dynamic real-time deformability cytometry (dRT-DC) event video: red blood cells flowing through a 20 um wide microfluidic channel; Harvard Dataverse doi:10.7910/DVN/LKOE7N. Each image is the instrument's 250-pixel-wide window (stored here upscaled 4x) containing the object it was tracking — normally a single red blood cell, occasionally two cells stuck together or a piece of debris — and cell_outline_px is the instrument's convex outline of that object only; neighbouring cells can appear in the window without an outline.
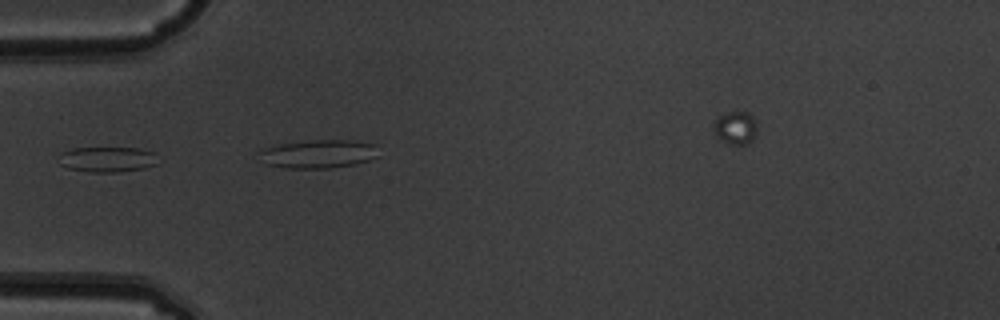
{"species": "common noctule bat (a hibernating species)", "species_latin": "Nyctalus noctula", "temperature_condition": "warm", "stored_images_in_passage": 5, "camera_frame_rate_fps": 3000, "um_per_image_px": 0.085, "animal": {"sex": "male", "body_mass_g": 19.5, "forearm_length_mm": 54.6}, "frame": {"image": 1, "passage_image": 4, "time_ms": 1.0, "image_size_px": [1000, 320], "cell_outline_px": [[156, 164], [144, 168], [120, 172], [88, 172], [68, 168], [60, 164], [60, 152], [72, 148], [136, 148], [152, 152]], "centroid_in_image_um": [9.05, 13.55], "position_along_channel_um": 75.9, "area_um2": 14.45}}